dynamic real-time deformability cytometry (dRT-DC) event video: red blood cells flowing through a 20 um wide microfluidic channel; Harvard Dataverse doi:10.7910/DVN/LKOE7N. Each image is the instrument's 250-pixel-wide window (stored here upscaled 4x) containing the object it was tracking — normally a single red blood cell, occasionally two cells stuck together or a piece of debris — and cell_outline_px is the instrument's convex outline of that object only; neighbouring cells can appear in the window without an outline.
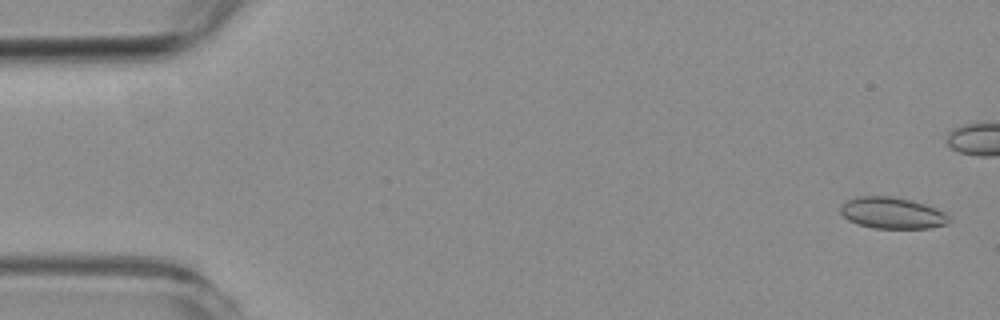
{"species": "common noctule bat (a hibernating species)", "species_latin": "Nyctalus noctula", "temperature_condition": "room temperature", "stored_images_in_passage": 44, "camera_frame_rate_fps": 3000, "um_per_image_px": 0.085, "animal": {"sex": "female", "body_mass_g": 19.3, "forearm_length_mm": 54.1}, "frame": {"image": 1, "passage_image": 2, "time_ms": 0.333, "image_size_px": [1000, 320], "cell_outline_px": [[948, 224], [928, 228], [872, 228], [848, 220], [840, 212], [840, 204], [848, 200], [860, 196], [888, 196], [912, 200], [924, 204], [944, 212], [948, 216]], "centroid_in_image_um": [75.81, 18.1], "position_along_channel_um": 9.2, "area_um2": 19.65}}
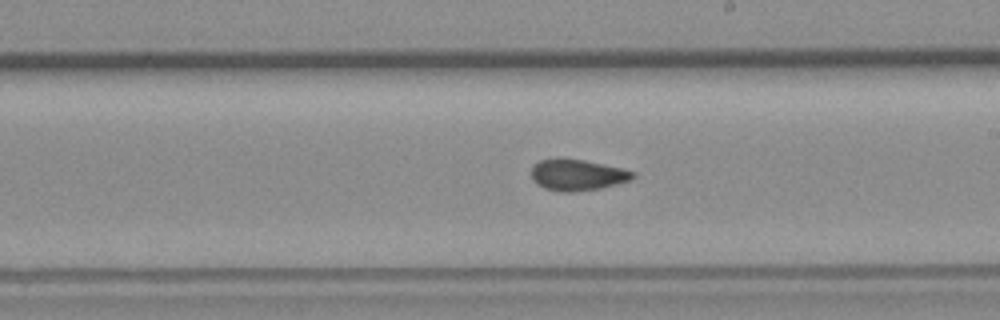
{"frame": {"image": 2, "passage_image": 31, "time_ms": 10.0, "image_size_px": [1000, 320], "cell_outline_px": [[636, 176], [632, 180], [600, 188], [572, 192], [560, 192], [544, 188], [536, 184], [532, 180], [532, 168], [540, 160], [584, 160], [624, 168], [636, 172]], "centroid_in_image_um": [49.13, 14.89], "position_along_channel_um": 239.9, "area_um2": 18.26}}
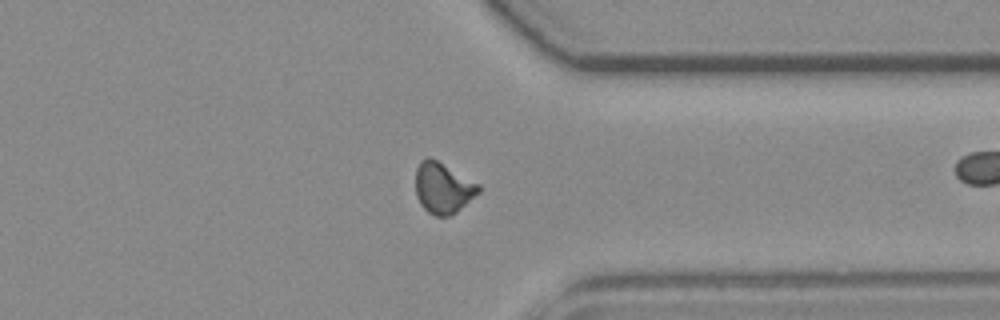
{"frame": {"image": 3, "passage_image": 42, "time_ms": 13.667, "image_size_px": [1000, 320], "cell_outline_px": [[480, 192], [456, 212], [448, 216], [436, 216], [428, 212], [420, 204], [416, 196], [416, 168], [420, 160], [428, 156], [436, 160], [480, 184]], "centroid_in_image_um": [37.64, 15.97], "position_along_channel_um": 373.8, "area_um2": 18.61}}